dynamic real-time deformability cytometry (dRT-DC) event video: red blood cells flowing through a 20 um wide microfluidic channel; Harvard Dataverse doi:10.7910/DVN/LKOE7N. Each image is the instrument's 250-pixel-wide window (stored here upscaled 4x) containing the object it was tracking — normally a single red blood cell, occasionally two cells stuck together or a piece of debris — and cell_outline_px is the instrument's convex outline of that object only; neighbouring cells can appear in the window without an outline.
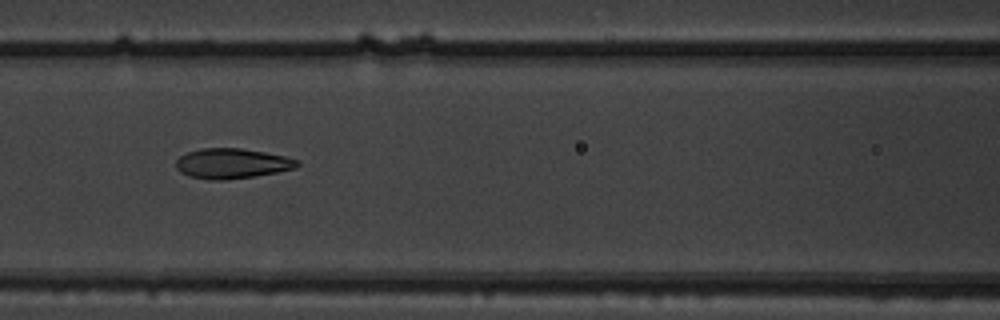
{"species": "common noctule bat (a hibernating species)", "species_latin": "Nyctalus noctula", "temperature_condition": "warm", "stored_images_in_passage": 9, "camera_frame_rate_fps": 3000, "um_per_image_px": 0.085, "animal": {"sex": "male", "body_mass_g": 19.5, "forearm_length_mm": 54.6}, "frame": {"image": 1, "passage_image": 7, "time_ms": 2.0, "image_size_px": [1000, 320], "cell_outline_px": [[300, 164], [296, 168], [276, 172], [252, 176], [220, 180], [212, 180], [188, 176], [180, 172], [176, 168], [176, 160], [180, 156], [188, 152], [200, 148], [240, 148], [264, 152], [284, 156], [300, 160]], "centroid_in_image_um": [19.7, 13.89], "position_along_channel_um": 146.9, "area_um2": 21.15}}
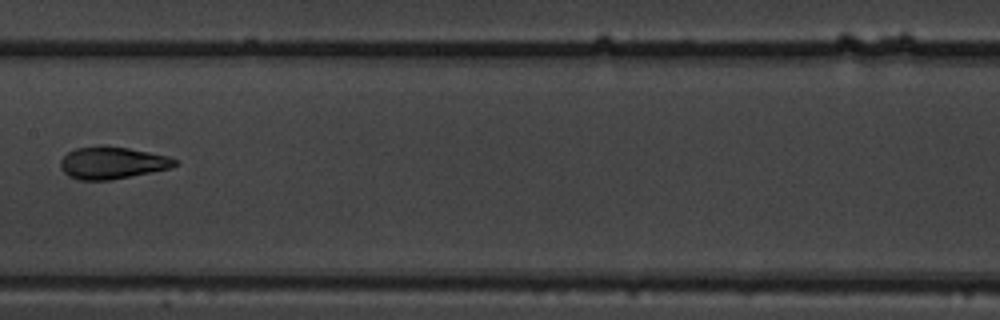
{"frame": {"image": 2, "passage_image": 8, "time_ms": 2.333, "image_size_px": [1000, 320], "cell_outline_px": [[176, 164], [172, 168], [152, 172], [108, 180], [80, 180], [68, 176], [60, 168], [60, 160], [68, 152], [76, 148], [100, 144], [104, 144], [128, 148], [168, 156], [176, 160]], "centroid_in_image_um": [9.5, 13.82], "position_along_channel_um": 197.9, "area_um2": 21.56}}
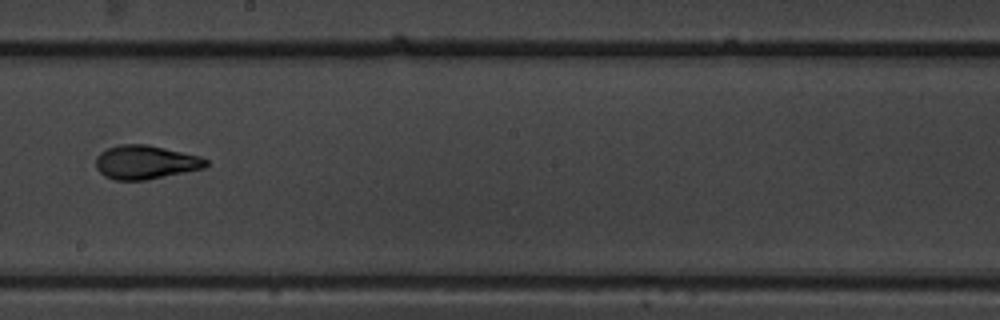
{"frame": {"image": 3, "passage_image": 9, "time_ms": 2.667, "image_size_px": [1000, 320], "cell_outline_px": [[208, 164], [204, 168], [144, 180], [116, 180], [104, 176], [96, 168], [96, 156], [100, 152], [108, 148], [120, 144], [148, 144], [200, 156], [208, 160]], "centroid_in_image_um": [12.35, 13.78], "position_along_channel_um": 235.9, "area_um2": 21.62}}